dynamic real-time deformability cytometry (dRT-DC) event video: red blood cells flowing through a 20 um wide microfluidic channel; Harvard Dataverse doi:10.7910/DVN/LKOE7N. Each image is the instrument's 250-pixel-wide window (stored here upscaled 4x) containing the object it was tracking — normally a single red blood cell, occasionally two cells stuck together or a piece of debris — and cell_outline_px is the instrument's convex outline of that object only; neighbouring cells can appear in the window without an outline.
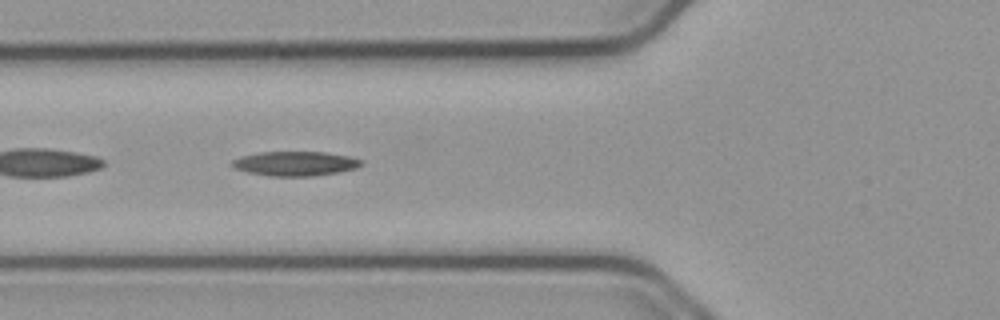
{"species": "common noctule bat (a hibernating species)", "species_latin": "Nyctalus noctula", "temperature_condition": "cold", "stored_images_in_passage": 47, "camera_frame_rate_fps": 3000, "um_per_image_px": 0.085, "animal": {"sex": "male", "body_mass_g": 23.1, "forearm_length_mm": 52.7}, "frame": {"image": 1, "passage_image": 13, "time_ms": 4.0, "image_size_px": [1000, 320], "cell_outline_px": [[364, 164], [356, 168], [336, 172], [312, 176], [272, 176], [248, 172], [236, 168], [228, 164], [232, 160], [240, 156], [260, 152], [324, 152], [348, 156], [360, 160]], "centroid_in_image_um": [25.05, 13.9], "position_along_channel_um": 100.8, "area_um2": 18.26}}
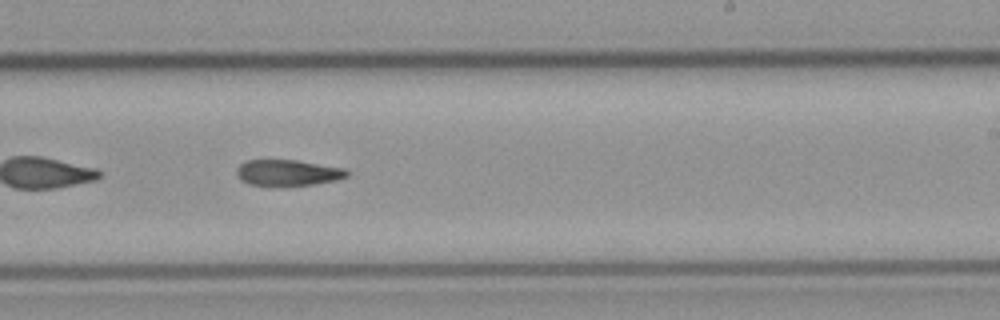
{"frame": {"image": 2, "passage_image": 26, "time_ms": 8.333, "image_size_px": [1000, 320], "cell_outline_px": [[352, 172], [348, 176], [336, 180], [312, 184], [248, 184], [240, 180], [236, 176], [236, 168], [244, 160], [296, 160], [348, 168]], "centroid_in_image_um": [24.5, 14.65], "position_along_channel_um": 264.5, "area_um2": 16.65}}
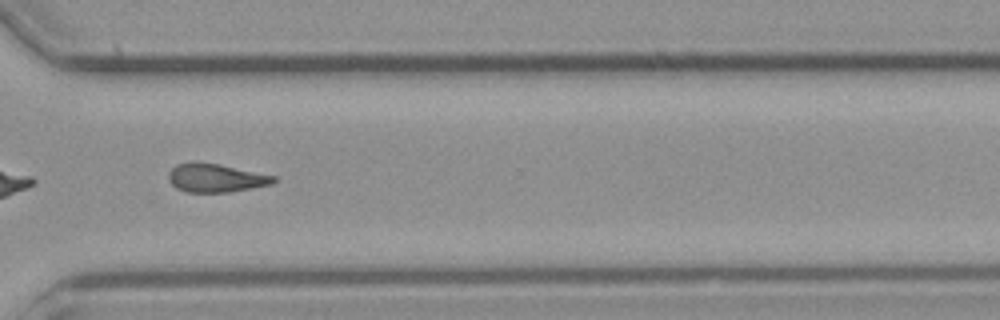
{"frame": {"image": 3, "passage_image": 33, "time_ms": 10.667, "image_size_px": [1000, 320], "cell_outline_px": [[276, 180], [272, 184], [228, 192], [188, 192], [176, 188], [168, 180], [168, 172], [176, 164], [220, 164], [276, 176]], "centroid_in_image_um": [18.35, 15.15], "position_along_channel_um": 352.2, "area_um2": 16.99}}